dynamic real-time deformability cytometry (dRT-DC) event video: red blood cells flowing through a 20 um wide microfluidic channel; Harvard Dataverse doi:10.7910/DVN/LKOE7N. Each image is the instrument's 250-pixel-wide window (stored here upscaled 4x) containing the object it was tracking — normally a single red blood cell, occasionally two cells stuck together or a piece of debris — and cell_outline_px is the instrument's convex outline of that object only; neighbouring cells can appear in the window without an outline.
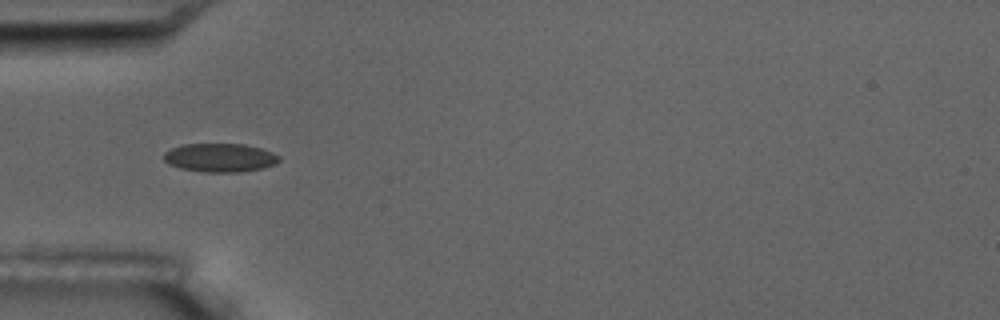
{"species": "common noctule bat (a hibernating species)", "species_latin": "Nyctalus noctula", "temperature_condition": "room temperature", "stored_images_in_passage": 8, "camera_frame_rate_fps": 3000, "um_per_image_px": 0.085, "animal": {"sex": "male", "body_mass_g": 17.5, "forearm_length_mm": 52.3}, "frame": {"image": 1, "passage_image": 5, "time_ms": 5.333, "image_size_px": [1000, 320], "cell_outline_px": [[280, 160], [272, 164], [260, 168], [240, 172], [204, 172], [180, 168], [168, 164], [164, 160], [164, 152], [172, 148], [184, 144], [244, 144], [260, 148], [272, 152], [280, 156]], "centroid_in_image_um": [18.67, 13.4], "position_along_channel_um": 66.3, "area_um2": 19.07}}
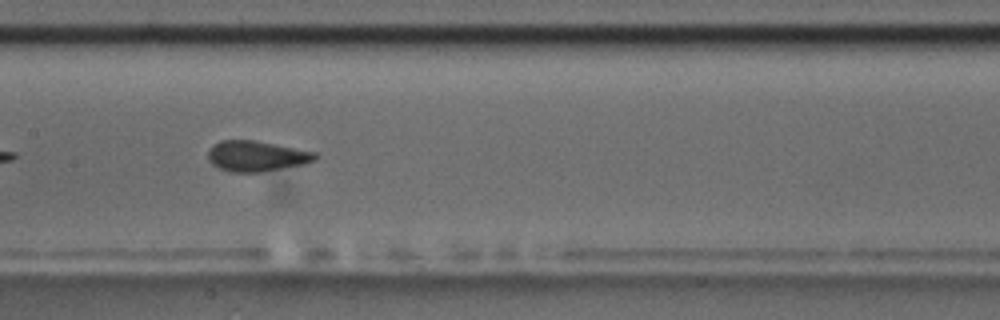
{"frame": {"image": 2, "passage_image": 8, "time_ms": 8.667, "image_size_px": [1000, 320], "cell_outline_px": [[320, 156], [316, 160], [304, 164], [260, 172], [228, 172], [212, 164], [208, 160], [208, 148], [212, 144], [220, 140], [252, 140], [316, 152]], "centroid_in_image_um": [21.78, 13.27], "position_along_channel_um": 185.6, "area_um2": 19.13}}